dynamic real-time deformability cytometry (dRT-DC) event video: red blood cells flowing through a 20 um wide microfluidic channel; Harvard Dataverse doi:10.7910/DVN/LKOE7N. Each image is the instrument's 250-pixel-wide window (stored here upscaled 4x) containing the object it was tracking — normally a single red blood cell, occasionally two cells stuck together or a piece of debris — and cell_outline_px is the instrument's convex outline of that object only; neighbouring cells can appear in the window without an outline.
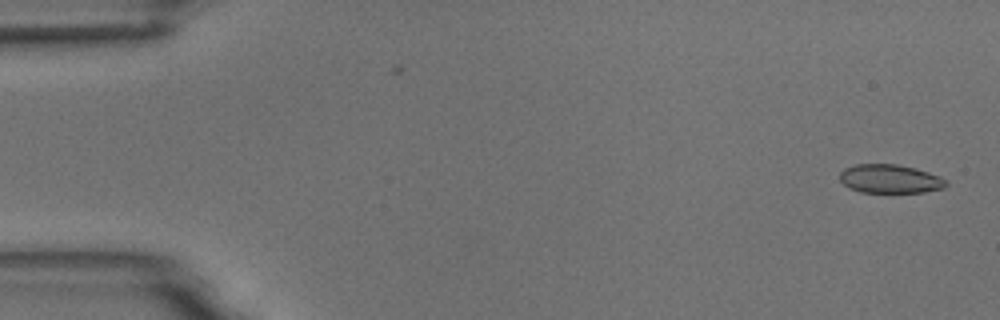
{"species": "common noctule bat (a hibernating species)", "species_latin": "Nyctalus noctula", "temperature_condition": "room temperature", "stored_images_in_passage": 2, "camera_frame_rate_fps": 3000, "um_per_image_px": 0.085, "animal": {"sex": "male", "body_mass_g": 18.8}, "frame": {"image": 1, "passage_image": 2, "time_ms": 1.333, "image_size_px": [1000, 320], "cell_outline_px": [[948, 184], [944, 188], [924, 192], [860, 192], [848, 188], [840, 180], [840, 172], [844, 168], [856, 164], [896, 164], [916, 168], [940, 176], [948, 180]], "centroid_in_image_um": [75.66, 15.2], "position_along_channel_um": 9.3, "area_um2": 17.92}}